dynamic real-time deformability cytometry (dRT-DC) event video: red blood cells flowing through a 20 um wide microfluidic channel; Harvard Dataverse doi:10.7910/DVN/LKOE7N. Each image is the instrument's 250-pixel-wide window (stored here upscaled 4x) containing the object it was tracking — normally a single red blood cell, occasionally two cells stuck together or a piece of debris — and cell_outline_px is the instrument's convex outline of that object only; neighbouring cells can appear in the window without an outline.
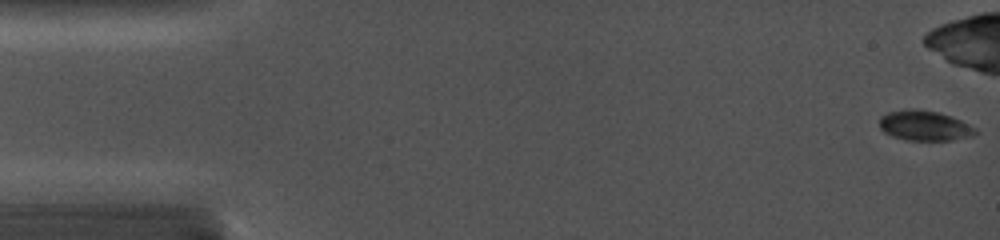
{"species": "common noctule bat (a hibernating species)", "species_latin": "Nyctalus noctula", "temperature_condition": "cold", "stored_images_in_passage": 53, "camera_frame_rate_fps": 5000, "um_per_image_px": 0.085, "animal": {"sex": "female", "body_mass_g": 19.0, "forearm_length_mm": 56.7}, "frame": {"image": 1, "passage_image": 1, "time_ms": 0.0, "image_size_px": [1000, 240], "cell_outline_px": [[980, 132], [972, 136], [952, 140], [908, 140], [892, 136], [884, 132], [880, 128], [880, 116], [888, 112], [908, 108], [916, 108], [936, 112], [952, 116], [976, 128]], "centroid_in_image_um": [78.59, 10.67], "position_along_channel_um": 6.4, "area_um2": 16.94}}
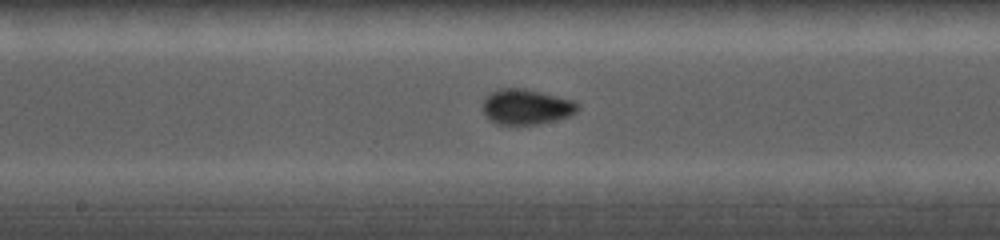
{"frame": {"image": 2, "passage_image": 28, "time_ms": 8.4, "image_size_px": [1000, 240], "cell_outline_px": [[580, 108], [576, 112], [568, 116], [540, 124], [496, 124], [484, 116], [484, 96], [488, 92], [500, 88], [524, 88], [572, 100], [580, 104]], "centroid_in_image_um": [44.7, 9.07], "position_along_channel_um": 203.5, "area_um2": 19.59}}
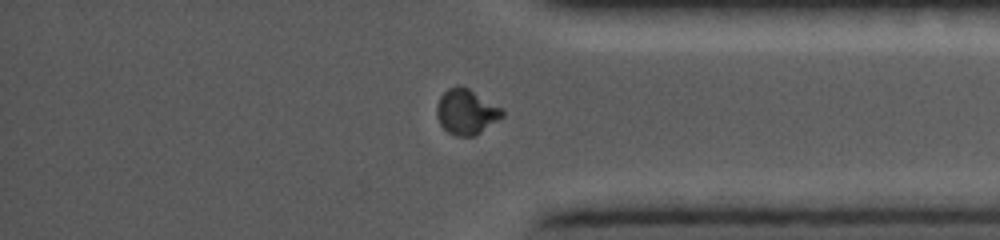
{"frame": {"image": 3, "passage_image": 49, "time_ms": 13.2, "image_size_px": [1000, 240], "cell_outline_px": [[504, 116], [480, 132], [472, 136], [456, 136], [448, 132], [440, 124], [436, 116], [436, 104], [440, 96], [448, 88], [456, 84], [460, 84], [468, 88], [504, 108]], "centroid_in_image_um": [39.63, 9.47], "position_along_channel_um": 395.6, "area_um2": 17.51}}